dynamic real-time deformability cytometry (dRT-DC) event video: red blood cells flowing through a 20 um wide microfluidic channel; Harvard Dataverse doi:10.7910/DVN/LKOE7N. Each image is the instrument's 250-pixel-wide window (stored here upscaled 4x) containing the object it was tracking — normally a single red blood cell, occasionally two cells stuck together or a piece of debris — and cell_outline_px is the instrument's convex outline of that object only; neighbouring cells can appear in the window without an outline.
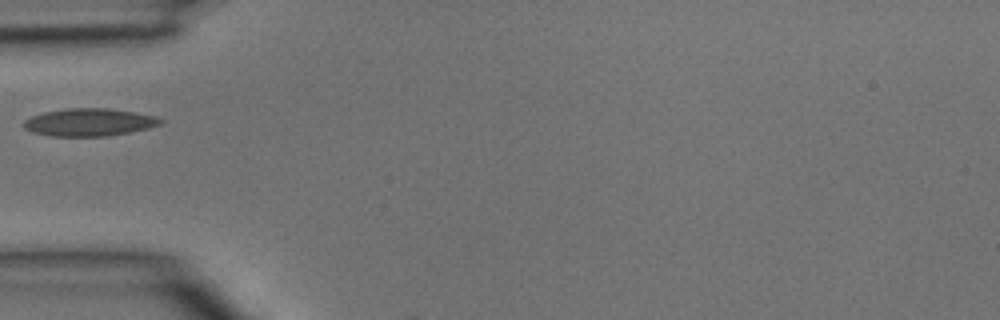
{"species": "common noctule bat (a hibernating species)", "species_latin": "Nyctalus noctula", "temperature_condition": "room temperature", "stored_images_in_passage": 3, "camera_frame_rate_fps": 3000, "um_per_image_px": 0.085, "animal": {"sex": "male", "body_mass_g": 15.6}, "frame": {"image": 1, "passage_image": 3, "time_ms": 0.667, "image_size_px": [1000, 320], "cell_outline_px": [[164, 120], [160, 124], [148, 128], [108, 136], [52, 136], [32, 132], [24, 128], [20, 124], [24, 120], [32, 116], [44, 112], [64, 108], [104, 108], [132, 112], [156, 116]], "centroid_in_image_um": [7.53, 10.39], "position_along_channel_um": 77.5, "area_um2": 21.96}}